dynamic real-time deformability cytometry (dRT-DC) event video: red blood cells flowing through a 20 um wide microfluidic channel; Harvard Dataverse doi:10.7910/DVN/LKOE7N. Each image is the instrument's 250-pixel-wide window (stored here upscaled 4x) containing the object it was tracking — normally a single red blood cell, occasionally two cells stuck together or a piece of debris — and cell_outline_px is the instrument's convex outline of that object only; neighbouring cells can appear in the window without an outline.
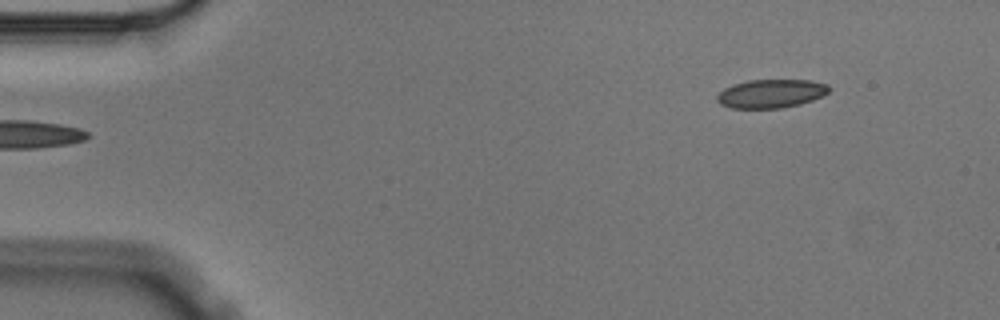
{"species": "Egyptian fruit bat (a non-hibernating species)", "species_latin": "Rousettus aegyptiacus", "temperature_condition": "cold", "stored_images_in_passage": 5, "segment_of_instrument_passage": [2, 2], "camera_frame_rate_fps": 3000, "um_per_image_px": 0.085, "animal": {"sex": "male"}, "frame": {"image": 1, "passage_image": 5, "time_ms": 1.333, "image_size_px": [1000, 320], "cell_outline_px": [[832, 88], [824, 96], [800, 104], [780, 108], [732, 108], [720, 104], [716, 100], [716, 96], [724, 88], [732, 84], [748, 80], [812, 80], [828, 84]], "centroid_in_image_um": [65.56, 7.95], "position_along_channel_um": 19.4, "area_um2": 18.84}}